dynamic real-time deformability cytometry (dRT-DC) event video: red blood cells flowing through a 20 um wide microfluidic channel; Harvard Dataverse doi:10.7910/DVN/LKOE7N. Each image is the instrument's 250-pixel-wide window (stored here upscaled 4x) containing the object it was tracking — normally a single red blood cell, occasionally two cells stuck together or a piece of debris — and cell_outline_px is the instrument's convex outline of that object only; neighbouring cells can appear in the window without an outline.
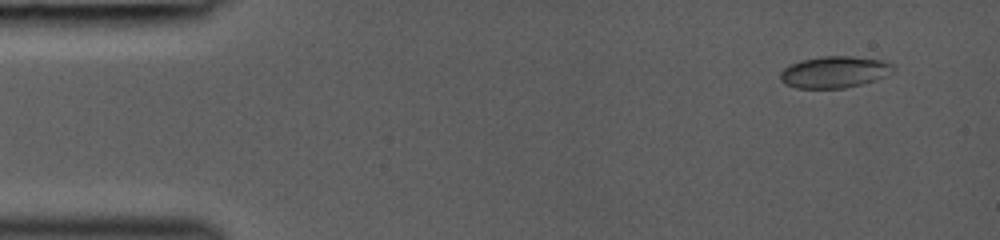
{"species": "common noctule bat (a hibernating species)", "species_latin": "Nyctalus noctula", "temperature_condition": "room temperature", "stored_images_in_passage": 34, "camera_frame_rate_fps": 3000, "um_per_image_px": 0.085, "animal": {"sex": "female", "body_mass_g": 19.0, "forearm_length_mm": 53.3}, "frame": {"image": 1, "passage_image": 1, "time_ms": 0.0, "image_size_px": [1000, 240], "cell_outline_px": [[892, 72], [884, 76], [860, 84], [844, 88], [796, 88], [784, 84], [780, 80], [780, 72], [788, 64], [800, 60], [824, 56], [852, 56], [880, 60], [892, 64]], "centroid_in_image_um": [70.84, 6.12], "position_along_channel_um": 14.2, "area_um2": 20.63}}
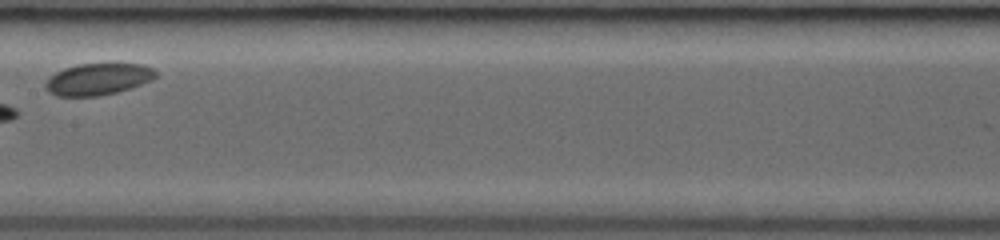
{"frame": {"image": 2, "passage_image": 18, "time_ms": 7.0, "image_size_px": [1000, 240], "cell_outline_px": [[156, 76], [152, 80], [132, 88], [116, 92], [96, 96], [56, 96], [48, 92], [44, 84], [56, 72], [64, 68], [76, 64], [144, 64], [152, 68], [156, 72]], "centroid_in_image_um": [8.34, 6.73], "position_along_channel_um": 199.1, "area_um2": 20.29}}
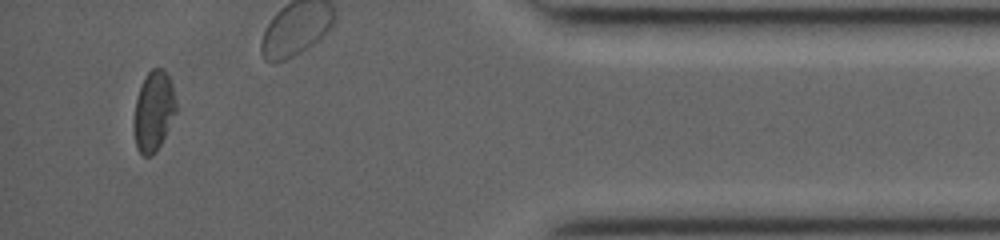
{"frame": {"image": 3, "passage_image": 32, "time_ms": 12.667, "image_size_px": [1000, 240], "cell_outline_px": [[176, 112], [156, 152], [152, 156], [144, 156], [140, 152], [136, 144], [132, 128], [132, 124], [136, 100], [140, 88], [148, 72], [152, 68], [164, 68], [172, 84], [176, 104]], "centroid_in_image_um": [13.04, 9.45], "position_along_channel_um": 422.2, "area_um2": 19.59}}